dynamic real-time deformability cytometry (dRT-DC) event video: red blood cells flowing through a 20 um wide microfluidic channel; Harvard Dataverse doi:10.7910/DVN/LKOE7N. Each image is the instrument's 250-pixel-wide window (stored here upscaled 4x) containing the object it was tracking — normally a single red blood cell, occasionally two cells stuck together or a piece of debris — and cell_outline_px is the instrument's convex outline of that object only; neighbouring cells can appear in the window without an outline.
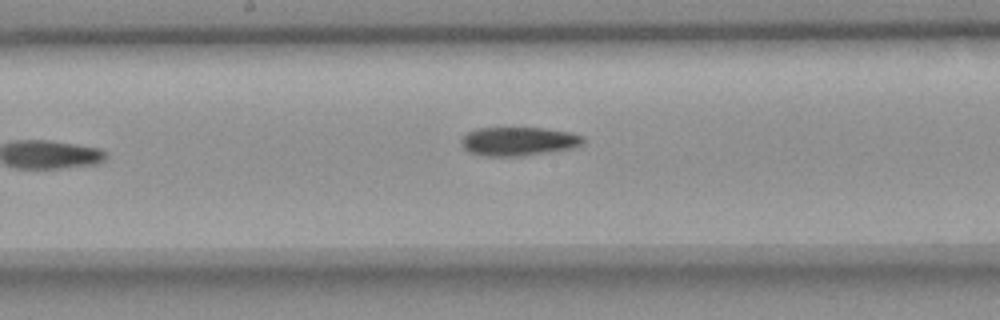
{"species": "common noctule bat (a hibernating species)", "species_latin": "Nyctalus noctula", "temperature_condition": "room temperature", "stored_images_in_passage": 9, "camera_frame_rate_fps": 3000, "um_per_image_px": 0.085, "animal": {"sex": "female", "body_mass_g": 18.4}, "frame": {"image": 1, "passage_image": 9, "time_ms": 2.667, "image_size_px": [1000, 320], "cell_outline_px": [[584, 144], [572, 148], [524, 156], [484, 156], [472, 152], [464, 148], [460, 144], [460, 140], [468, 132], [476, 128], [544, 128], [572, 132], [584, 136]], "centroid_in_image_um": [44.1, 12.01], "position_along_channel_um": 204.1, "area_um2": 20.52}}